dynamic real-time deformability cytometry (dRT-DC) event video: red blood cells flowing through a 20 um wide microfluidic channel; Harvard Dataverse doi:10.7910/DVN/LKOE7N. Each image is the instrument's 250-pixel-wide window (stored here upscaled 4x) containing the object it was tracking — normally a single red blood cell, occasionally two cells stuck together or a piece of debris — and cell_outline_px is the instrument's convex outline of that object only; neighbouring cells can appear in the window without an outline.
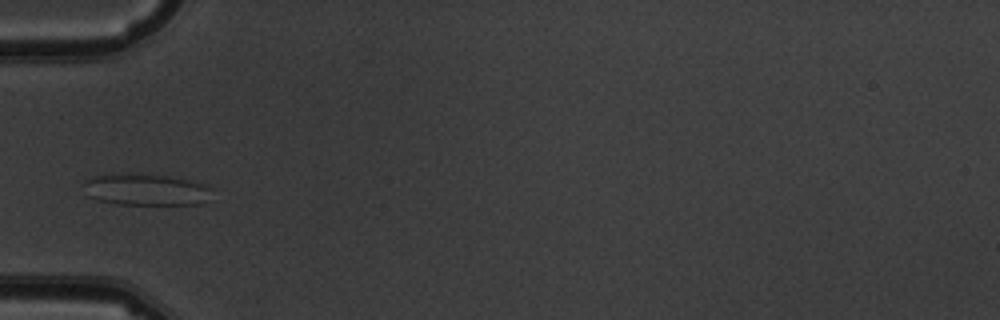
{"species": "common noctule bat (a hibernating species)", "species_latin": "Nyctalus noctula", "temperature_condition": "warm", "stored_images_in_passage": 14, "camera_frame_rate_fps": 3000, "um_per_image_px": 0.085, "animal": {"sex": "male", "body_mass_g": 19.5, "forearm_length_mm": 54.6}, "frame": {"image": 1, "passage_image": 4, "time_ms": 4.333, "image_size_px": [1000, 320], "cell_outline_px": [[212, 188], [200, 204], [116, 204], [96, 200], [88, 196], [84, 180], [96, 176], [164, 176], [188, 180], [208, 184]], "centroid_in_image_um": [12.42, 16.16], "position_along_channel_um": 72.6, "area_um2": 22.43}}
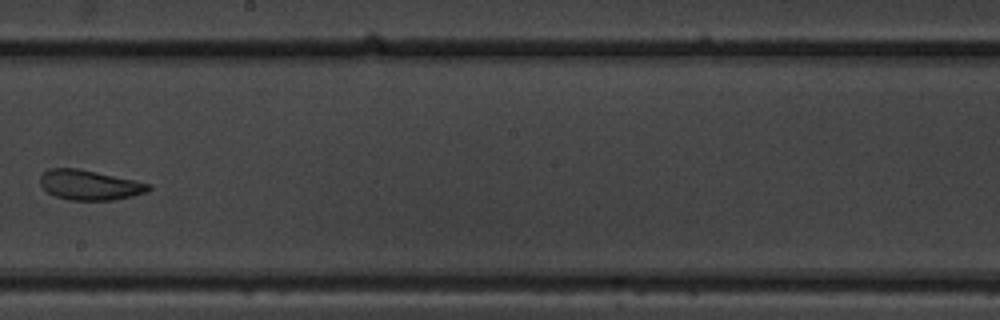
{"frame": {"image": 2, "passage_image": 8, "time_ms": 9.0, "image_size_px": [1000, 320], "cell_outline_px": [[152, 188], [148, 192], [132, 196], [112, 200], [68, 200], [56, 196], [48, 192], [40, 184], [40, 176], [48, 168], [80, 168], [152, 184]], "centroid_in_image_um": [7.63, 15.72], "position_along_channel_um": 240.6, "area_um2": 19.02}}
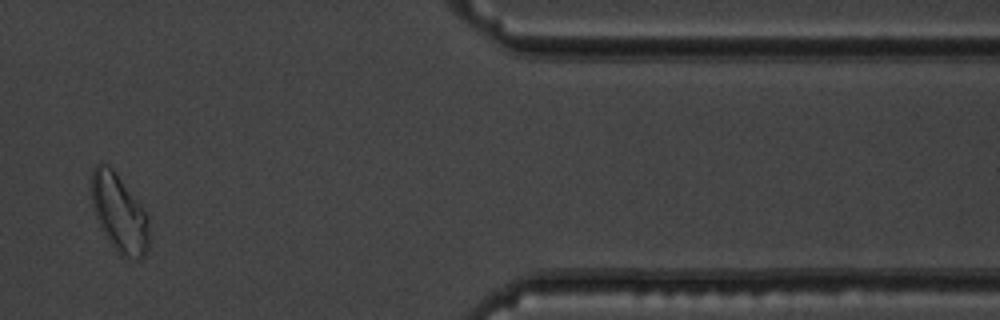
{"frame": {"image": 3, "passage_image": 12, "time_ms": 14.333, "image_size_px": [1000, 320], "cell_outline_px": [[148, 248], [144, 256], [140, 260], [136, 260], [120, 256], [116, 252], [100, 228], [92, 204], [92, 168], [100, 160], [108, 164], [116, 172], [140, 204], [148, 216]], "centroid_in_image_um": [10.12, 18.12], "position_along_channel_um": 401.3, "area_um2": 26.36}, "authors_computed_cell_mechanics": {"area_um2": 21.5883, "velocity_mm_per_s": 3.6141, "shape_relaxation_time_tau1_ms": 6.741, "shape_relaxation_time_tau2_ms": 2.114, "deformation_change_tau1": 0.123, "deformation_change_tau2": 0.064}}